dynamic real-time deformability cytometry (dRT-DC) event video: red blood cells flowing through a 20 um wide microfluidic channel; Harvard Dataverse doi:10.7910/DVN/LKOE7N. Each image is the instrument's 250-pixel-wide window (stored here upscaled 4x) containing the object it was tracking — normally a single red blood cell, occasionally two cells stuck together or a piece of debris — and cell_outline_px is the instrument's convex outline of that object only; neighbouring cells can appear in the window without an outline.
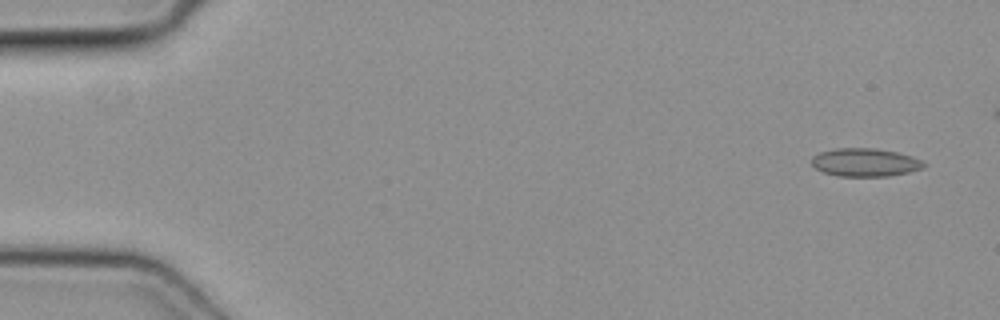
{"species": "common noctule bat (a hibernating species)", "species_latin": "Nyctalus noctula", "temperature_condition": "cold", "stored_images_in_passage": 44, "camera_frame_rate_fps": 3000, "um_per_image_px": 0.085, "animal": {"sex": "female", "body_mass_g": 19.3, "forearm_length_mm": 54.1}, "frame": {"image": 1, "passage_image": 1, "time_ms": 0.0, "image_size_px": [1000, 320], "cell_outline_px": [[924, 168], [908, 172], [888, 176], [836, 176], [824, 172], [816, 168], [812, 164], [812, 156], [820, 152], [836, 148], [876, 148], [896, 152], [912, 156], [920, 160], [924, 164]], "centroid_in_image_um": [73.51, 13.8], "position_along_channel_um": 11.5, "area_um2": 18.32}}
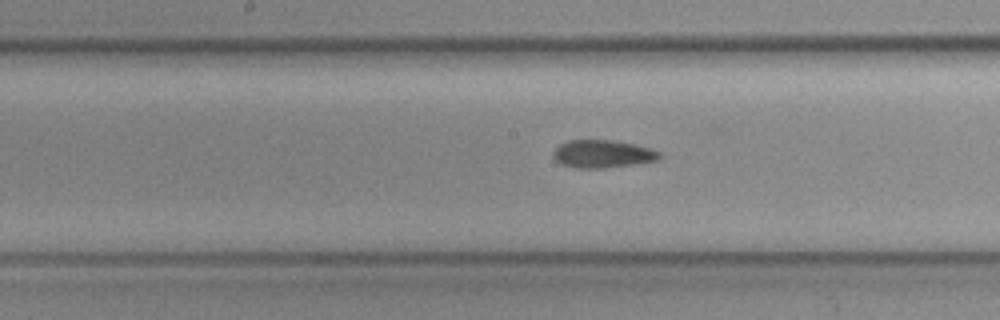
{"frame": {"image": 2, "passage_image": 24, "time_ms": 7.667, "image_size_px": [1000, 320], "cell_outline_px": [[664, 156], [660, 160], [636, 164], [604, 168], [576, 168], [564, 164], [556, 160], [552, 156], [552, 152], [560, 144], [568, 140], [612, 140], [652, 148], [660, 152]], "centroid_in_image_um": [51.27, 13.08], "position_along_channel_um": 196.9, "area_um2": 17.34}}
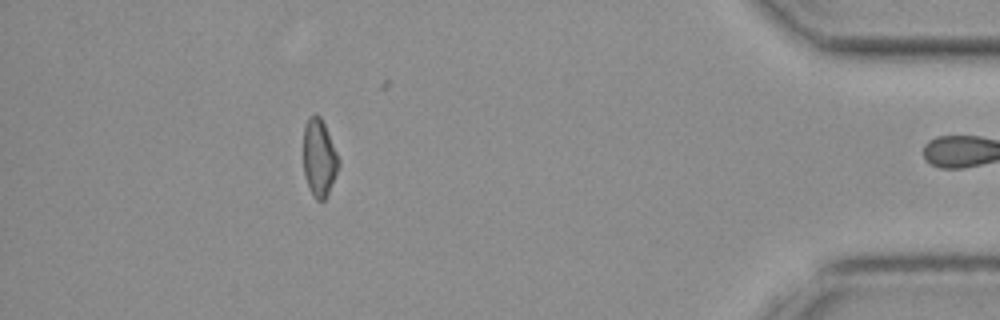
{"frame": {"image": 3, "passage_image": 43, "time_ms": 14.0, "image_size_px": [1000, 320], "cell_outline_px": [[340, 164], [328, 192], [324, 200], [316, 200], [312, 196], [304, 176], [304, 128], [308, 116], [316, 112], [320, 116], [324, 124], [340, 160]], "centroid_in_image_um": [27.12, 13.4], "position_along_channel_um": 408.1, "area_um2": 15.84}}